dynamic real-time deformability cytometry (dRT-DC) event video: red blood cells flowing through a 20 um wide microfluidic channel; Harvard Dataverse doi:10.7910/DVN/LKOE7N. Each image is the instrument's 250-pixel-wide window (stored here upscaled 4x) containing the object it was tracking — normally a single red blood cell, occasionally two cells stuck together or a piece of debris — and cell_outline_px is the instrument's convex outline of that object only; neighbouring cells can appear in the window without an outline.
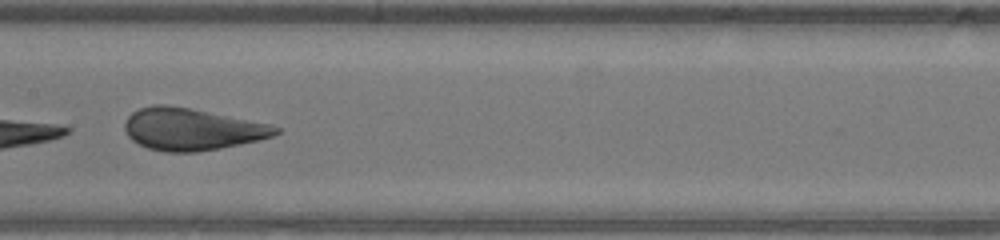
{"species": "human", "species_latin": "Homo sapiens", "temperature_condition": "warm", "stored_images_in_passage": 29, "camera_frame_rate_fps": 3000, "um_per_image_px": 0.085, "donor": {"sex": "male"}, "frame": {"image": 1, "passage_image": 9, "time_ms": 2.667, "image_size_px": [1000, 240], "cell_outline_px": [[280, 132], [272, 136], [256, 140], [220, 148], [196, 152], [164, 152], [148, 148], [132, 140], [128, 136], [124, 128], [124, 124], [128, 116], [132, 112], [140, 108], [152, 104], [164, 104], [188, 108], [272, 124], [280, 128]], "centroid_in_image_um": [16.27, 10.98], "position_along_channel_um": 191.1, "area_um2": 36.7}}
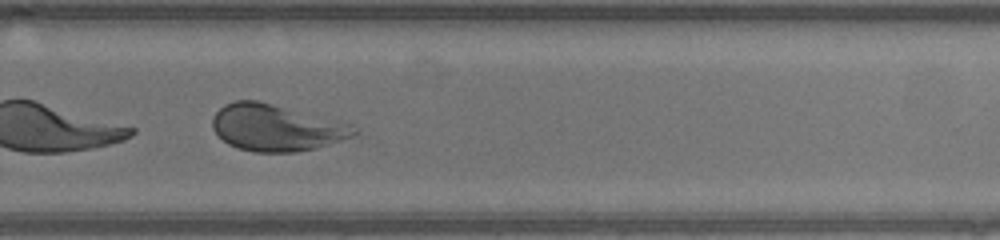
{"frame": {"image": 2, "passage_image": 17, "time_ms": 5.333, "image_size_px": [1000, 240], "cell_outline_px": [[356, 132], [352, 136], [316, 148], [296, 152], [252, 152], [236, 148], [228, 144], [212, 128], [212, 116], [224, 104], [236, 100], [256, 100], [352, 124]], "centroid_in_image_um": [23.42, 10.86], "position_along_channel_um": 306.4, "area_um2": 38.09}}